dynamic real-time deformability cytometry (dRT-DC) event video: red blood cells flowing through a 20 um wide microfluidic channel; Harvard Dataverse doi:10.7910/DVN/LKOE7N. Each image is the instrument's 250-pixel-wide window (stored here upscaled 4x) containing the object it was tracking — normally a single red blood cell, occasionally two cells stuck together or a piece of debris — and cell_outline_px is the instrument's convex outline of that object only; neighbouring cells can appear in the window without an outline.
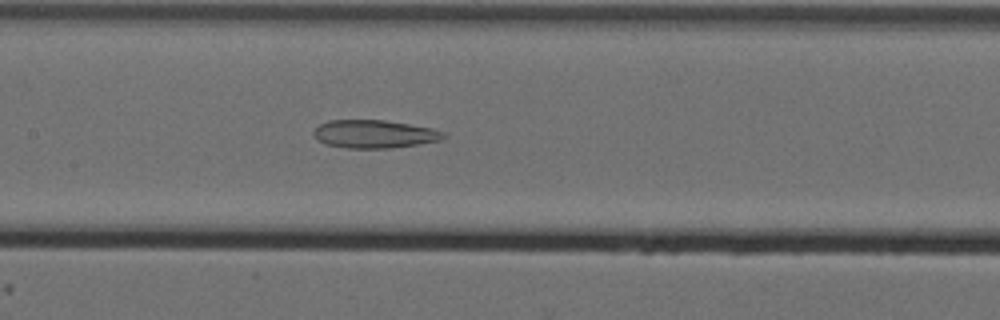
{"species": "Egyptian fruit bat (a non-hibernating species)", "species_latin": "Rousettus aegyptiacus", "temperature_condition": "cold", "stored_images_in_passage": 38, "camera_frame_rate_fps": 3000, "um_per_image_px": 0.085, "animal": {"sex": "female"}, "frame": {"image": 1, "passage_image": 20, "time_ms": 6.333, "image_size_px": [1000, 320], "cell_outline_px": [[444, 136], [440, 140], [392, 148], [348, 148], [324, 144], [316, 140], [312, 132], [320, 124], [328, 120], [384, 120], [432, 128], [444, 132]], "centroid_in_image_um": [31.75, 11.39], "position_along_channel_um": 175.6, "area_um2": 21.15}}
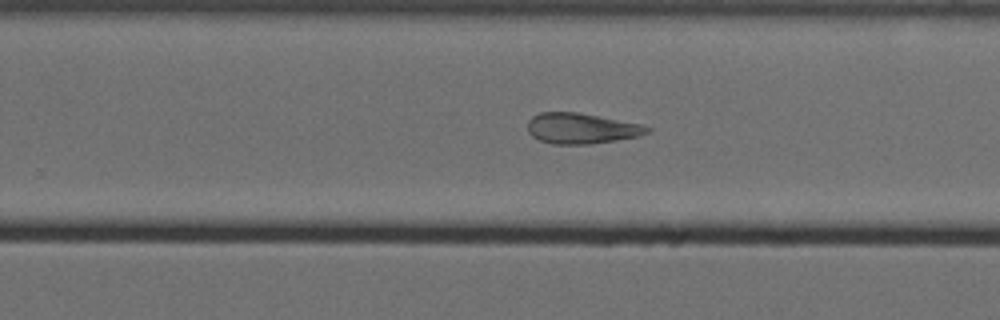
{"frame": {"image": 2, "passage_image": 29, "time_ms": 9.333, "image_size_px": [1000, 320], "cell_outline_px": [[652, 132], [640, 136], [592, 144], [552, 144], [540, 140], [532, 136], [528, 132], [528, 120], [532, 116], [540, 112], [576, 112], [640, 124], [652, 128]], "centroid_in_image_um": [49.42, 10.92], "position_along_channel_um": 280.4, "area_um2": 21.33}}
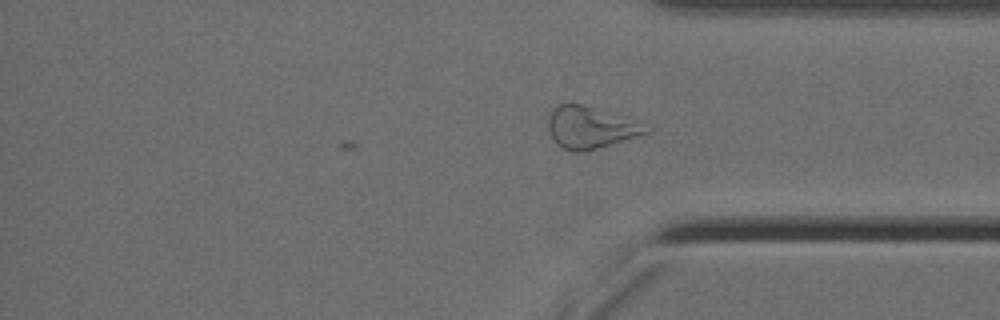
{"frame": {"image": 3, "passage_image": 38, "time_ms": 12.333, "image_size_px": [1000, 320], "cell_outline_px": [[652, 128], [648, 132], [640, 136], [584, 152], [572, 152], [556, 144], [548, 132], [548, 116], [552, 108], [560, 104], [580, 104]], "centroid_in_image_um": [50.1, 10.88], "position_along_channel_um": 385.1, "area_um2": 23.29}, "authors_computed_cell_mechanics": {"area_um2": 21.8484, "velocity_mm_per_s": 3.5033, "shape_relaxation_time_tau1_ms": null, "shape_relaxation_time_tau2_ms": 5.9241, "deformation_change_tau1": null, "deformation_change_tau2": 0.1769}}